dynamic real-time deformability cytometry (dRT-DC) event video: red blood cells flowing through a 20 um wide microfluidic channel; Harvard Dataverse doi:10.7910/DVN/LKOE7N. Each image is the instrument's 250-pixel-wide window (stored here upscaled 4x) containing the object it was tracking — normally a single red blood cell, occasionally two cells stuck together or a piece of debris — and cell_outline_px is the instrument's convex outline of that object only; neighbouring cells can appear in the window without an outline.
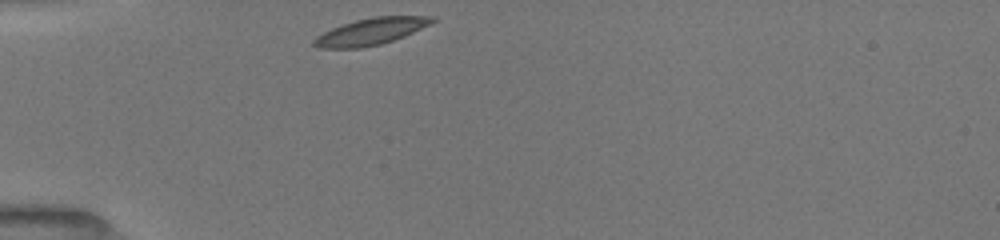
{"species": "common noctule bat (a hibernating species)", "species_latin": "Nyctalus noctula", "temperature_condition": "room temperature", "stored_images_in_passage": 31, "camera_frame_rate_fps": 3000, "um_per_image_px": 0.085, "animal": {"sex": "female", "body_mass_g": 19.5, "forearm_length_mm": 54.1}, "frame": {"image": 1, "passage_image": 1, "time_ms": 0.0, "image_size_px": [1000, 240], "cell_outline_px": [[436, 20], [404, 36], [380, 44], [360, 48], [316, 48], [312, 44], [312, 40], [316, 36], [332, 28], [356, 20], [376, 16], [436, 16]], "centroid_in_image_um": [31.48, 2.68], "position_along_channel_um": 53.5, "area_um2": 18.15}}
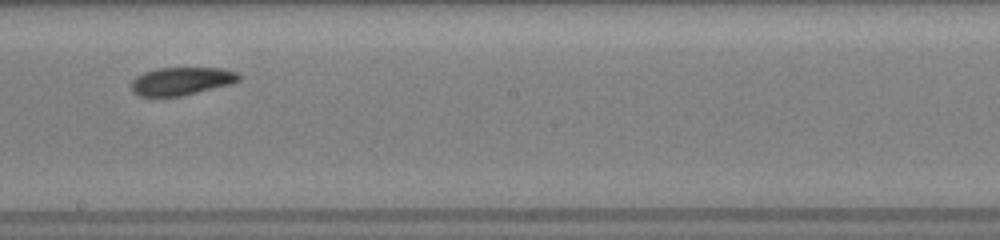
{"frame": {"image": 2, "passage_image": 16, "time_ms": 5.0, "image_size_px": [1000, 240], "cell_outline_px": [[240, 80], [228, 84], [180, 96], [140, 96], [132, 92], [132, 80], [136, 76], [144, 72], [156, 68], [220, 68], [236, 72], [240, 76]], "centroid_in_image_um": [15.37, 6.88], "position_along_channel_um": 232.8, "area_um2": 17.22}}
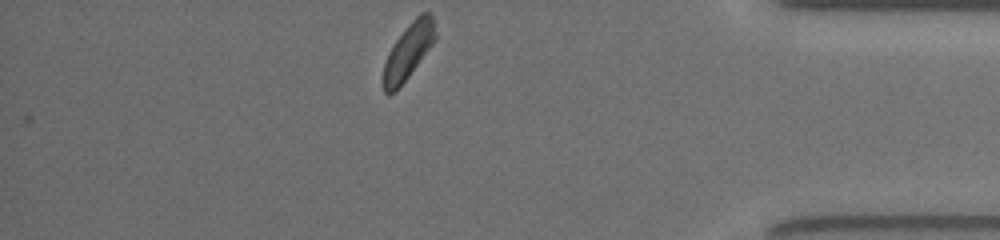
{"frame": {"image": 3, "passage_image": 31, "time_ms": 10.0, "image_size_px": [1000, 240], "cell_outline_px": [[436, 40], [408, 76], [388, 96], [384, 92], [384, 64], [388, 52], [404, 28], [420, 12], [428, 12], [432, 16], [436, 32]], "centroid_in_image_um": [34.73, 4.29], "position_along_channel_um": 400.5, "area_um2": 16.47}, "authors_computed_cell_mechanics": {"area_um2": 18.1492, "velocity_mm_per_s": 3.9291, "shape_relaxation_time_tau1_ms": 1.584, "shape_relaxation_time_tau2_ms": 7.4739, "deformation_change_tau1": 0.0897, "deformation_change_tau2": 0.1123}}